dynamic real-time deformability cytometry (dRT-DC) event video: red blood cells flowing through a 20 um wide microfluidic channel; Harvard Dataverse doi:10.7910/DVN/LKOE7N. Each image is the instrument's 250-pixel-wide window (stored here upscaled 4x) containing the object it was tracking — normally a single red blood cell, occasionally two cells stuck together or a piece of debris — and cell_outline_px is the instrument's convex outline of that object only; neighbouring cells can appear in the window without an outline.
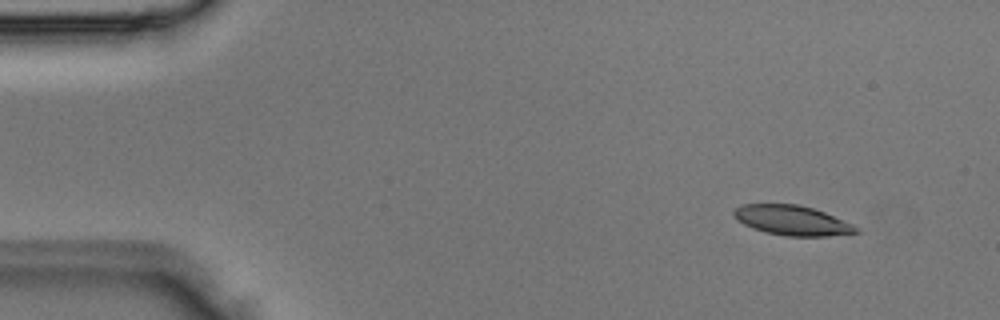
{"species": "Egyptian fruit bat (a non-hibernating species)", "species_latin": "Rousettus aegyptiacus", "temperature_condition": "room temperature", "stored_images_in_passage": 5, "camera_frame_rate_fps": 3000, "um_per_image_px": 0.085, "animal": {"sex": "male"}, "frame": {"image": 1, "passage_image": 2, "time_ms": 0.333, "image_size_px": [1000, 320], "cell_outline_px": [[864, 232], [828, 236], [784, 236], [764, 232], [752, 228], [744, 224], [732, 216], [732, 212], [740, 204], [800, 204], [824, 212], [852, 224], [860, 228]], "centroid_in_image_um": [67.33, 18.74], "position_along_channel_um": 17.7, "area_um2": 21.44}}
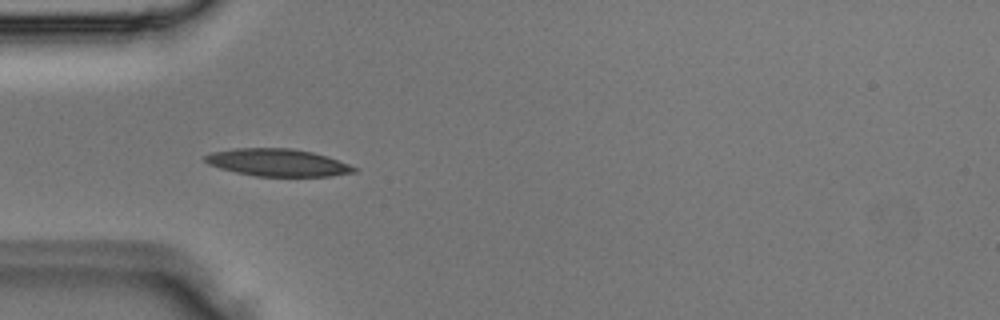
{"frame": {"image": 2, "passage_image": 4, "time_ms": 1.0, "image_size_px": [1000, 320], "cell_outline_px": [[360, 168], [356, 172], [328, 176], [256, 176], [236, 172], [220, 168], [208, 164], [204, 160], [204, 156], [212, 152], [236, 148], [292, 148], [312, 152], [328, 156]], "centroid_in_image_um": [23.63, 13.81], "position_along_channel_um": 61.4, "area_um2": 23.81}}